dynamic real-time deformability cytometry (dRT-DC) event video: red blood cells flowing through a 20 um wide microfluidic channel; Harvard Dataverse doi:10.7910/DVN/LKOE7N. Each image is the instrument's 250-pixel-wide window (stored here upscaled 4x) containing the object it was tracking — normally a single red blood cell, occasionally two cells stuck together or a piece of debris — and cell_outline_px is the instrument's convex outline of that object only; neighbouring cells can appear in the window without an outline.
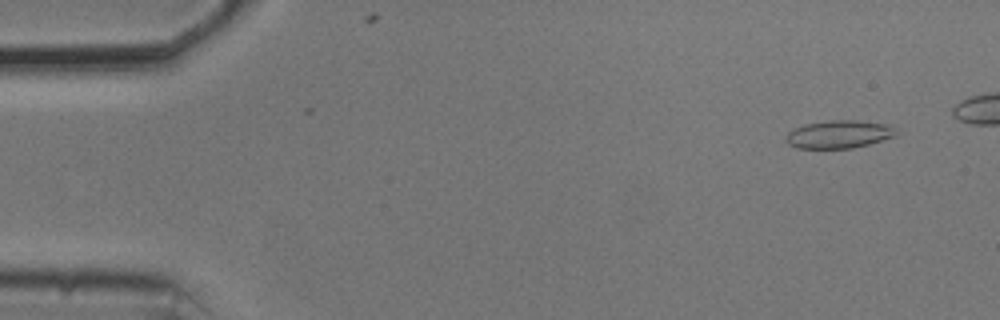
{"species": "common noctule bat (a hibernating species)", "species_latin": "Nyctalus noctula", "temperature_condition": "cold", "stored_images_in_passage": 6, "camera_frame_rate_fps": 3000, "um_per_image_px": 0.085, "animal": {"sex": "male", "body_mass_g": 20.5, "forearm_length_mm": 52.5}, "frame": {"image": 1, "passage_image": 4, "time_ms": 1.0, "image_size_px": [1000, 320], "cell_outline_px": [[900, 132], [896, 136], [868, 144], [852, 148], [796, 148], [788, 144], [784, 140], [784, 136], [792, 128], [804, 124], [828, 120], [856, 120], [884, 124]], "centroid_in_image_um": [71.24, 11.41], "position_along_channel_um": 13.8, "area_um2": 18.03}}